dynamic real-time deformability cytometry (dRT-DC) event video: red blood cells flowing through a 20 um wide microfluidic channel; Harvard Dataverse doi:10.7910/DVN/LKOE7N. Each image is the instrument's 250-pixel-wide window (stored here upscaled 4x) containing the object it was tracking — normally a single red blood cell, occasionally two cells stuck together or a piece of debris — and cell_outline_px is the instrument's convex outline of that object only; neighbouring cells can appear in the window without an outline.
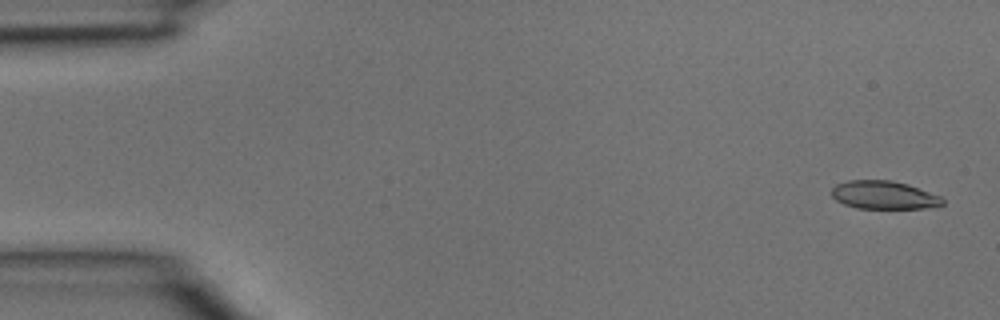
{"species": "common noctule bat (a hibernating species)", "species_latin": "Nyctalus noctula", "temperature_condition": "room temperature", "stored_images_in_passage": 4, "camera_frame_rate_fps": 3000, "um_per_image_px": 0.085, "animal": {"sex": "male", "body_mass_g": 15.6}, "frame": {"image": 1, "passage_image": 1, "time_ms": 0.0, "image_size_px": [1000, 320], "cell_outline_px": [[944, 204], [924, 208], [856, 208], [844, 204], [836, 200], [832, 196], [832, 188], [836, 184], [848, 180], [892, 180], [908, 184], [940, 196], [944, 200]], "centroid_in_image_um": [75.11, 16.57], "position_along_channel_um": 9.9, "area_um2": 18.15}}
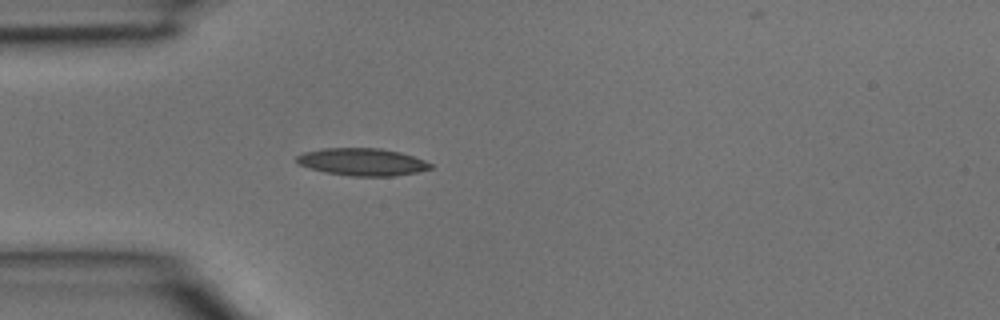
{"frame": {"image": 2, "passage_image": 4, "time_ms": 1.0, "image_size_px": [1000, 320], "cell_outline_px": [[432, 168], [416, 172], [392, 176], [352, 176], [324, 172], [296, 164], [296, 156], [304, 152], [324, 148], [380, 148], [400, 152], [424, 160], [432, 164]], "centroid_in_image_um": [30.76, 13.76], "position_along_channel_um": 54.2, "area_um2": 21.33}}